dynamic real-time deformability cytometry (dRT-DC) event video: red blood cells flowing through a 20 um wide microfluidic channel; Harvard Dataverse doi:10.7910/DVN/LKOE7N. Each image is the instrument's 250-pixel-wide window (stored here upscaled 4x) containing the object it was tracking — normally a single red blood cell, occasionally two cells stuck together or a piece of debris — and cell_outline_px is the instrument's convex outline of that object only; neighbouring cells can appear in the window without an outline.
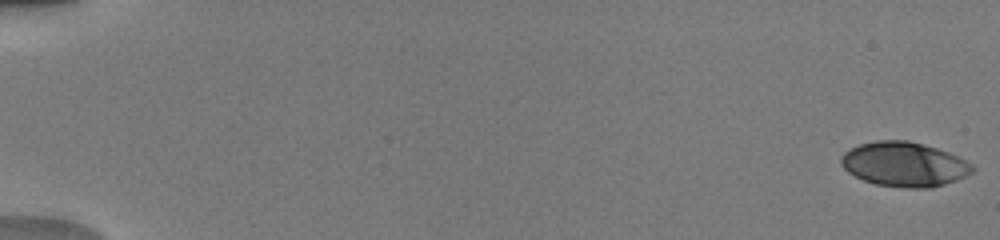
{"species": "human", "species_latin": "Homo sapiens", "temperature_condition": "warm", "stored_images_in_passage": 52, "camera_frame_rate_fps": 3000, "um_per_image_px": 0.085, "donor": {"sex": "male"}, "frame": {"image": 1, "passage_image": 1, "time_ms": 0.0, "image_size_px": [1000, 240], "cell_outline_px": [[976, 168], [972, 172], [956, 180], [932, 188], [904, 188], [876, 184], [864, 180], [848, 172], [840, 164], [840, 156], [844, 152], [860, 144], [876, 140], [908, 140], [924, 144], [948, 152], [972, 164]], "centroid_in_image_um": [76.84, 13.96], "position_along_channel_um": 8.2, "area_um2": 34.04}}
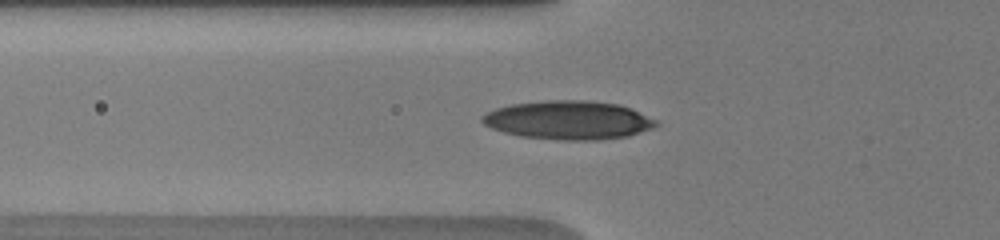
{"frame": {"image": 2, "passage_image": 20, "time_ms": 6.333, "image_size_px": [1000, 240], "cell_outline_px": [[660, 124], [652, 128], [628, 136], [596, 140], [560, 140], [520, 136], [504, 132], [492, 128], [484, 124], [480, 120], [480, 116], [496, 108], [512, 104], [548, 100], [584, 100], [620, 104], [656, 120]], "centroid_in_image_um": [48.3, 10.21], "position_along_channel_um": 77.5, "area_um2": 39.02}}
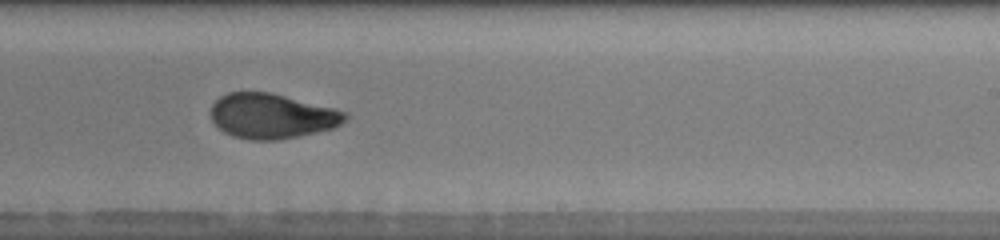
{"frame": {"image": 3, "passage_image": 34, "time_ms": 11.0, "image_size_px": [1000, 240], "cell_outline_px": [[348, 116], [340, 124], [332, 128], [316, 132], [280, 140], [252, 140], [232, 136], [224, 132], [212, 120], [212, 104], [220, 96], [228, 92], [272, 92], [336, 108], [348, 112]], "centroid_in_image_um": [23.13, 9.85], "position_along_channel_um": 265.9, "area_um2": 35.32}, "authors_computed_cell_mechanics": {"area_um2": 34.9979, "velocity_mm_per_s": 4.0315, "shape_relaxation_time_tau1_ms": 5.621, "shape_relaxation_time_tau2_ms": 1.1704, "deformation_change_tau1": 0.2062, "deformation_change_tau2": 0.0654}}